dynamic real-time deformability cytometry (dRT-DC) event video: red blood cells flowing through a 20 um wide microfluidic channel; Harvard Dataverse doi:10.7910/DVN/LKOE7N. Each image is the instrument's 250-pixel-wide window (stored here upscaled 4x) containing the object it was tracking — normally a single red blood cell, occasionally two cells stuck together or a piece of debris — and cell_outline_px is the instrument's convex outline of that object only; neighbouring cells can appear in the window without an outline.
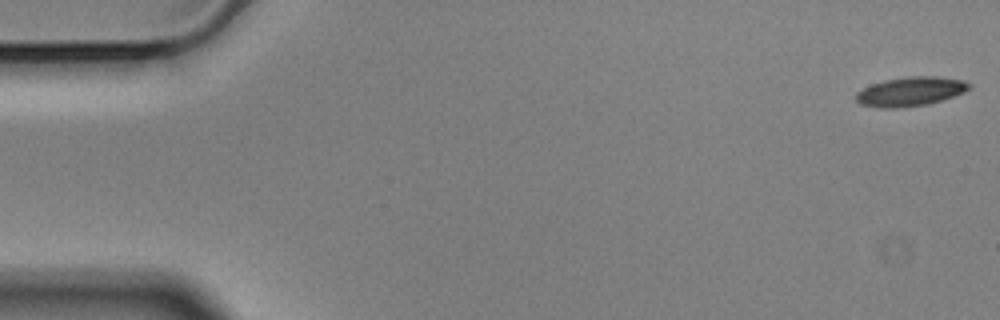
{"species": "Egyptian fruit bat (a non-hibernating species)", "species_latin": "Rousettus aegyptiacus", "temperature_condition": "cold", "stored_images_in_passage": 57, "camera_frame_rate_fps": 3000, "um_per_image_px": 0.085, "animal": {"sex": "male"}, "frame": {"image": 1, "passage_image": 1, "time_ms": 0.0, "image_size_px": [1000, 320], "cell_outline_px": [[972, 88], [964, 92], [928, 104], [896, 108], [880, 108], [860, 104], [856, 100], [856, 92], [872, 84], [884, 80], [908, 76], [936, 76], [964, 80], [972, 84]], "centroid_in_image_um": [77.4, 7.77], "position_along_channel_um": 7.6, "area_um2": 19.25}}
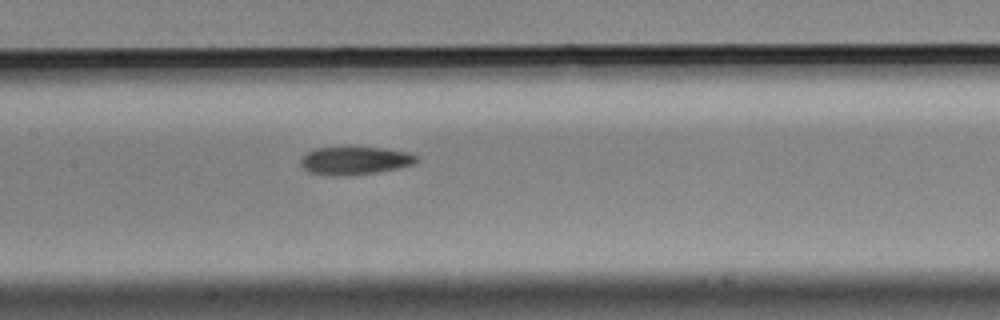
{"frame": {"image": 2, "passage_image": 27, "time_ms": 8.667, "image_size_px": [1000, 320], "cell_outline_px": [[420, 160], [416, 164], [400, 168], [376, 172], [344, 176], [336, 176], [308, 172], [300, 164], [300, 160], [308, 152], [316, 148], [344, 144], [348, 144], [384, 148], [408, 152], [416, 156]], "centroid_in_image_um": [30.18, 13.6], "position_along_channel_um": 177.2, "area_um2": 19.83}}
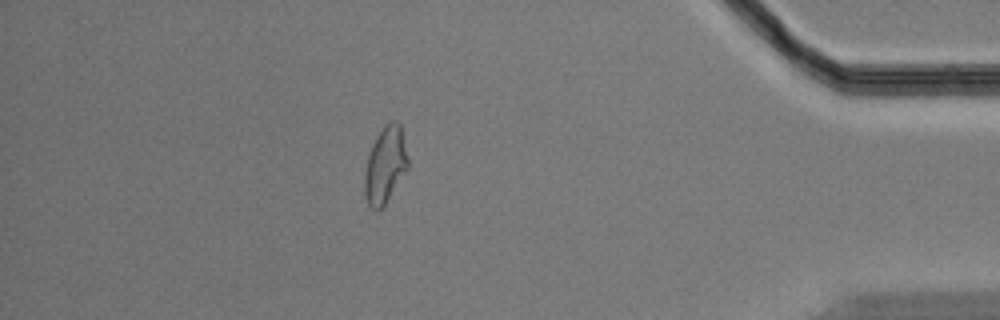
{"frame": {"image": 3, "passage_image": 50, "time_ms": 16.333, "image_size_px": [1000, 320], "cell_outline_px": [[408, 168], [384, 204], [376, 212], [368, 204], [364, 192], [364, 176], [368, 156], [372, 144], [376, 136], [392, 120], [396, 120], [400, 124], [408, 156]], "centroid_in_image_um": [32.74, 14.03], "position_along_channel_um": 402.5, "area_um2": 18.96}, "authors_computed_cell_mechanics": {"area_um2": 19.2474, "velocity_mm_per_s": 3.5031, "shape_relaxation_time_tau1_ms": 7.2273, "shape_relaxation_time_tau2_ms": 4.5855, "deformation_change_tau1": 0.1786, "deformation_change_tau2": 0.1227}}